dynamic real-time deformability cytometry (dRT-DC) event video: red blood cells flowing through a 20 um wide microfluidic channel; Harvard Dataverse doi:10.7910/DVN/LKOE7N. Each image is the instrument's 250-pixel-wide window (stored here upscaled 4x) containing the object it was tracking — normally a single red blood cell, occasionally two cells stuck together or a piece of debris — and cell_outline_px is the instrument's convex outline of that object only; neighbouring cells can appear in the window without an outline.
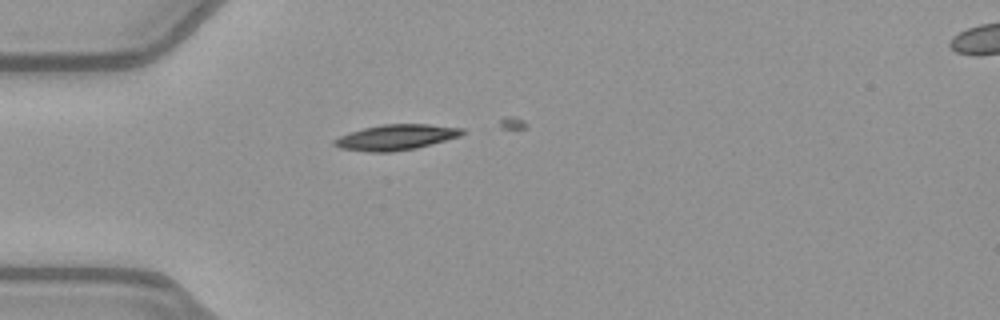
{"species": "common noctule bat (a hibernating species)", "species_latin": "Nyctalus noctula", "temperature_condition": "warm", "stored_images_in_passage": 5, "camera_frame_rate_fps": 3000, "um_per_image_px": 0.085, "animal": {"sex": "female", "body_mass_g": 21.9}, "frame": {"image": 1, "passage_image": 1, "time_ms": 0.0, "image_size_px": [1000, 320], "cell_outline_px": [[464, 132], [460, 136], [432, 144], [416, 148], [392, 152], [368, 152], [340, 148], [332, 144], [332, 140], [348, 132], [380, 124], [428, 124], [464, 128]], "centroid_in_image_um": [33.63, 11.67], "position_along_channel_um": 51.4, "area_um2": 19.13}}